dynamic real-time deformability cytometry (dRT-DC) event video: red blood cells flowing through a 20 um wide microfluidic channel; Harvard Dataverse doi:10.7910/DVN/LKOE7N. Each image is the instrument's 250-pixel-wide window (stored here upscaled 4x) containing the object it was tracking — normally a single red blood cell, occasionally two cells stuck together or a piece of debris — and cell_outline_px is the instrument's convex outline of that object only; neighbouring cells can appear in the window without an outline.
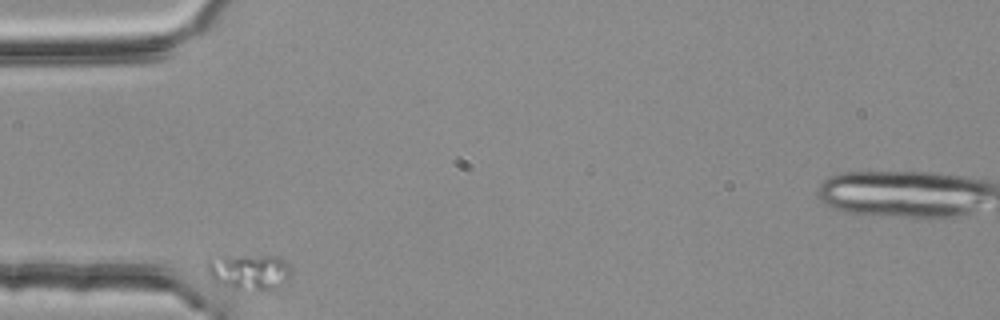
{"species": "common noctule bat (a hibernating species)", "species_latin": "Nyctalus noctula", "temperature_condition": "room temperature", "stored_images_in_passage": 3, "camera_frame_rate_fps": 3000, "um_per_image_px": 0.085, "animal": {"sex": "female", "body_mass_g": 25.1}, "frame": {"image": 1, "passage_image": 1, "time_ms": 0.0, "image_size_px": [1000, 320], "cell_outline_px": [[288, 276], [272, 288], [260, 292], [232, 288], [220, 284], [212, 280], [208, 272], [208, 260], [220, 256], [276, 256], [284, 260], [288, 264]], "centroid_in_image_um": [21.1, 23.11], "position_along_channel_um": 63.9, "area_um2": 17.05}}